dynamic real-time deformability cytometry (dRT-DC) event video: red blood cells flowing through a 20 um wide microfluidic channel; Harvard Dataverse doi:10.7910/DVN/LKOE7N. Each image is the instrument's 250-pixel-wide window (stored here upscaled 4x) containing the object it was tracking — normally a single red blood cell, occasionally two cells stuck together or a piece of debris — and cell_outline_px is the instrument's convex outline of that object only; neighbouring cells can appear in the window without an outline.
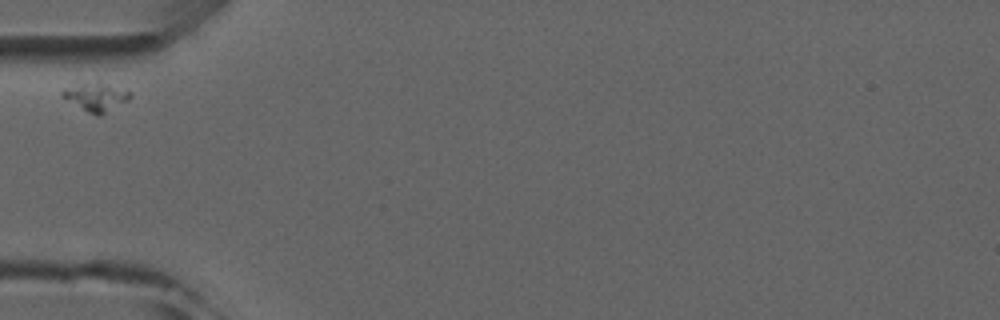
{"species": "common noctule bat (a hibernating species)", "species_latin": "Nyctalus noctula", "temperature_condition": "room temperature", "stored_images_in_passage": 7, "camera_frame_rate_fps": 3000, "um_per_image_px": 0.085, "animal": {"sex": "male", "forearm_length_mm": 52.5}, "frame": {"image": 1, "passage_image": 1, "time_ms": 0.0, "image_size_px": [1000, 320], "cell_outline_px": [[132, 96], [128, 100], [100, 116], [96, 116], [88, 112], [60, 96], [60, 92], [64, 88], [96, 76], [132, 92]], "centroid_in_image_um": [8.16, 8.12], "position_along_channel_um": 76.8, "area_um2": 12.25}}
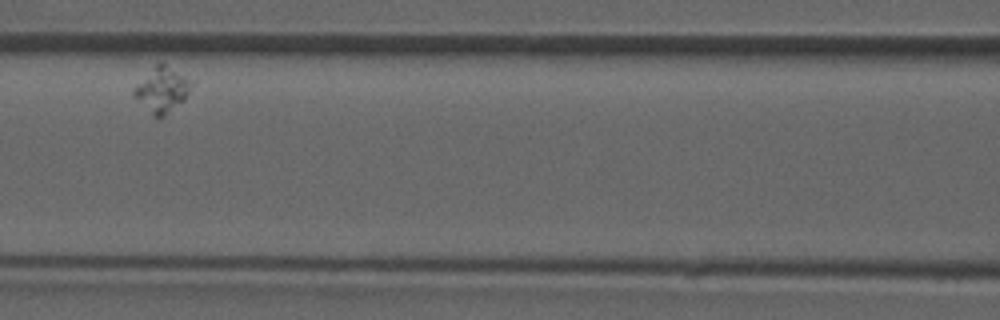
{"frame": {"image": 2, "passage_image": 3, "time_ms": 2.333, "image_size_px": [1000, 320], "cell_outline_px": [[192, 84], [184, 100], [164, 116], [156, 120], [132, 96], [132, 88], [160, 60], [184, 76]], "centroid_in_image_um": [13.7, 7.66], "position_along_channel_um": 152.9, "area_um2": 15.09}}
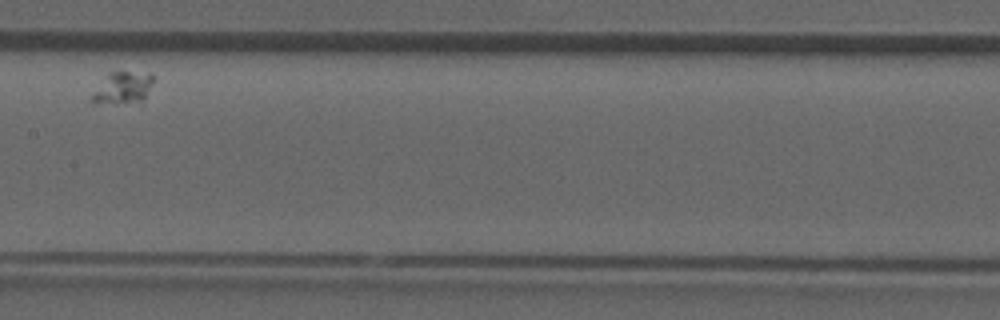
{"frame": {"image": 3, "passage_image": 4, "time_ms": 3.667, "image_size_px": [1000, 320], "cell_outline_px": [[156, 80], [144, 100], [96, 104], [92, 104], [88, 100], [108, 72], [152, 72], [156, 76]], "centroid_in_image_um": [10.48, 7.44], "position_along_channel_um": 196.9, "area_um2": 11.68}}